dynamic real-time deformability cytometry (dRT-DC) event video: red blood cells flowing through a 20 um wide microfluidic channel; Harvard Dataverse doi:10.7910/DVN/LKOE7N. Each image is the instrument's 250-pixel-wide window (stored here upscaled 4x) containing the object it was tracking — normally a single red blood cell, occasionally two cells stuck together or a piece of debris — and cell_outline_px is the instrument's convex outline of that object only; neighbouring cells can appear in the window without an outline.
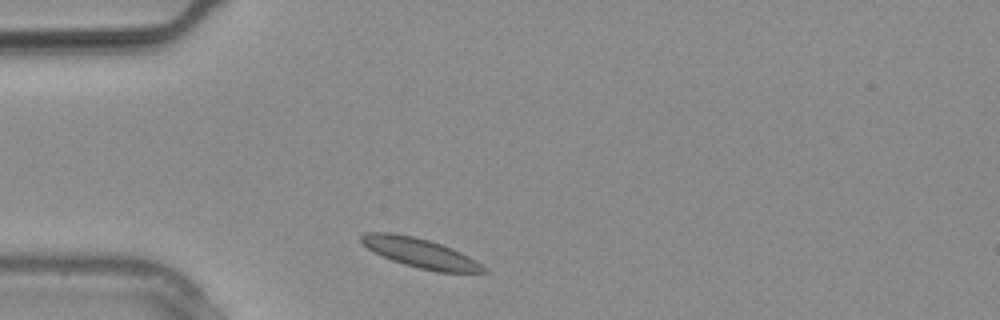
{"species": "common noctule bat (a hibernating species)", "species_latin": "Nyctalus noctula", "temperature_condition": "warm", "stored_images_in_passage": 14, "camera_frame_rate_fps": 3000, "um_per_image_px": 0.085, "animal": {"sex": "male", "body_mass_g": 20.4}, "frame": {"image": 1, "passage_image": 1, "time_ms": 0.0, "image_size_px": [1000, 320], "cell_outline_px": [[488, 272], [436, 272], [404, 264], [392, 260], [368, 248], [360, 240], [360, 236], [364, 232], [392, 232], [412, 236], [428, 240], [452, 248], [468, 256], [480, 264]], "centroid_in_image_um": [35.68, 21.49], "position_along_channel_um": 49.3, "area_um2": 20.52}}